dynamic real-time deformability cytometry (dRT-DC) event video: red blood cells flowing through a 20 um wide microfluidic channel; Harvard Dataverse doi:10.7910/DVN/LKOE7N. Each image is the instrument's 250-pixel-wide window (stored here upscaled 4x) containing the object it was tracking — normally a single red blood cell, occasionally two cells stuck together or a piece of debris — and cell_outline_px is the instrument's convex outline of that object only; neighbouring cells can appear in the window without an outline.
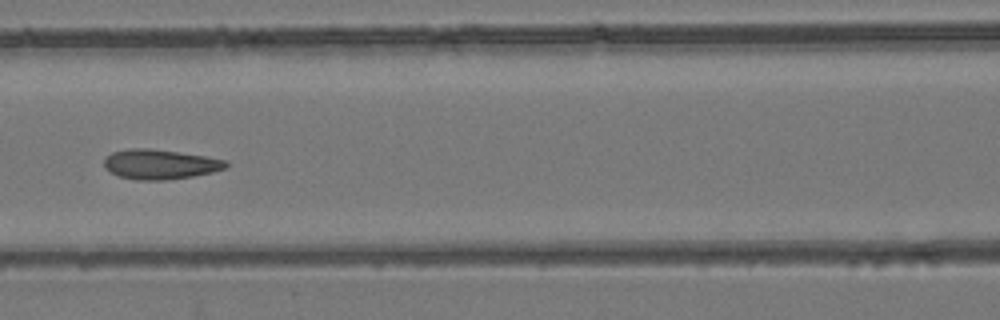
{"species": "common noctule bat (a hibernating species)", "species_latin": "Nyctalus noctula", "temperature_condition": "room temperature", "stored_images_in_passage": 6, "camera_frame_rate_fps": 3000, "um_per_image_px": 0.085, "animal": {"sex": "female", "body_mass_g": 24.6, "forearm_length_mm": 56.2}, "frame": {"image": 1, "passage_image": 6, "time_ms": 6.333, "image_size_px": [1000, 320], "cell_outline_px": [[228, 168], [212, 172], [192, 176], [164, 180], [136, 180], [120, 176], [104, 168], [104, 160], [112, 152], [128, 148], [148, 148], [204, 156], [228, 160]], "centroid_in_image_um": [13.62, 13.96], "position_along_channel_um": 153.0, "area_um2": 21.04}}